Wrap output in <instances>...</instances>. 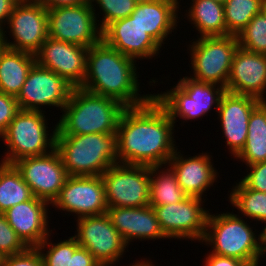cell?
Returning a JSON list of instances; mask_svg holds the SVG:
<instances>
[{"label":"cell","instance_id":"obj_28","mask_svg":"<svg viewBox=\"0 0 266 266\" xmlns=\"http://www.w3.org/2000/svg\"><path fill=\"white\" fill-rule=\"evenodd\" d=\"M187 196L169 164L150 166V206L174 204Z\"/></svg>","mask_w":266,"mask_h":266},{"label":"cell","instance_id":"obj_16","mask_svg":"<svg viewBox=\"0 0 266 266\" xmlns=\"http://www.w3.org/2000/svg\"><path fill=\"white\" fill-rule=\"evenodd\" d=\"M13 165L31 188L34 197L50 205L69 176L56 149L45 155L18 159Z\"/></svg>","mask_w":266,"mask_h":266},{"label":"cell","instance_id":"obj_14","mask_svg":"<svg viewBox=\"0 0 266 266\" xmlns=\"http://www.w3.org/2000/svg\"><path fill=\"white\" fill-rule=\"evenodd\" d=\"M74 87L52 70L35 63L30 69L22 89L16 97L20 110L62 111ZM45 109V110H44Z\"/></svg>","mask_w":266,"mask_h":266},{"label":"cell","instance_id":"obj_15","mask_svg":"<svg viewBox=\"0 0 266 266\" xmlns=\"http://www.w3.org/2000/svg\"><path fill=\"white\" fill-rule=\"evenodd\" d=\"M50 206L55 208V212L65 213L62 216L68 213L69 216L74 215V221L81 217L106 213L108 205L102 176H68Z\"/></svg>","mask_w":266,"mask_h":266},{"label":"cell","instance_id":"obj_20","mask_svg":"<svg viewBox=\"0 0 266 266\" xmlns=\"http://www.w3.org/2000/svg\"><path fill=\"white\" fill-rule=\"evenodd\" d=\"M102 40L123 55L137 61L159 58L162 48L147 32L128 16L108 24L102 30Z\"/></svg>","mask_w":266,"mask_h":266},{"label":"cell","instance_id":"obj_12","mask_svg":"<svg viewBox=\"0 0 266 266\" xmlns=\"http://www.w3.org/2000/svg\"><path fill=\"white\" fill-rule=\"evenodd\" d=\"M101 176L108 207L149 206L150 166L118 163Z\"/></svg>","mask_w":266,"mask_h":266},{"label":"cell","instance_id":"obj_7","mask_svg":"<svg viewBox=\"0 0 266 266\" xmlns=\"http://www.w3.org/2000/svg\"><path fill=\"white\" fill-rule=\"evenodd\" d=\"M182 77L176 84L173 83L170 89L153 93L175 125L179 121L178 118L181 119L179 124L184 126L188 121L195 122L197 119L208 117V113H212L213 109L214 112L218 111L226 88L214 83L197 81L188 75Z\"/></svg>","mask_w":266,"mask_h":266},{"label":"cell","instance_id":"obj_38","mask_svg":"<svg viewBox=\"0 0 266 266\" xmlns=\"http://www.w3.org/2000/svg\"><path fill=\"white\" fill-rule=\"evenodd\" d=\"M4 266H43V262L37 248L29 247L23 253L6 256Z\"/></svg>","mask_w":266,"mask_h":266},{"label":"cell","instance_id":"obj_19","mask_svg":"<svg viewBox=\"0 0 266 266\" xmlns=\"http://www.w3.org/2000/svg\"><path fill=\"white\" fill-rule=\"evenodd\" d=\"M210 153L202 151L190 156L184 155V151L178 148L169 160L168 164L174 170L179 186L188 196L208 200L206 193L211 187L215 188L216 183H220L218 182L221 179L220 171L215 167L212 153Z\"/></svg>","mask_w":266,"mask_h":266},{"label":"cell","instance_id":"obj_35","mask_svg":"<svg viewBox=\"0 0 266 266\" xmlns=\"http://www.w3.org/2000/svg\"><path fill=\"white\" fill-rule=\"evenodd\" d=\"M29 247L8 224L6 217L0 213V252L5 256L23 253Z\"/></svg>","mask_w":266,"mask_h":266},{"label":"cell","instance_id":"obj_22","mask_svg":"<svg viewBox=\"0 0 266 266\" xmlns=\"http://www.w3.org/2000/svg\"><path fill=\"white\" fill-rule=\"evenodd\" d=\"M50 204L33 197L6 210L3 214L8 224L22 241L31 248L39 246L53 230L50 229Z\"/></svg>","mask_w":266,"mask_h":266},{"label":"cell","instance_id":"obj_21","mask_svg":"<svg viewBox=\"0 0 266 266\" xmlns=\"http://www.w3.org/2000/svg\"><path fill=\"white\" fill-rule=\"evenodd\" d=\"M226 91L266 101V54L238 46L226 85Z\"/></svg>","mask_w":266,"mask_h":266},{"label":"cell","instance_id":"obj_37","mask_svg":"<svg viewBox=\"0 0 266 266\" xmlns=\"http://www.w3.org/2000/svg\"><path fill=\"white\" fill-rule=\"evenodd\" d=\"M19 111L16 97L0 92V138Z\"/></svg>","mask_w":266,"mask_h":266},{"label":"cell","instance_id":"obj_31","mask_svg":"<svg viewBox=\"0 0 266 266\" xmlns=\"http://www.w3.org/2000/svg\"><path fill=\"white\" fill-rule=\"evenodd\" d=\"M265 0H227L224 3L226 36H238L250 20L263 10Z\"/></svg>","mask_w":266,"mask_h":266},{"label":"cell","instance_id":"obj_41","mask_svg":"<svg viewBox=\"0 0 266 266\" xmlns=\"http://www.w3.org/2000/svg\"><path fill=\"white\" fill-rule=\"evenodd\" d=\"M20 0H0V31L5 28L10 15Z\"/></svg>","mask_w":266,"mask_h":266},{"label":"cell","instance_id":"obj_45","mask_svg":"<svg viewBox=\"0 0 266 266\" xmlns=\"http://www.w3.org/2000/svg\"><path fill=\"white\" fill-rule=\"evenodd\" d=\"M5 42H4V38H3V33L2 31H0V53L3 51V49L5 48Z\"/></svg>","mask_w":266,"mask_h":266},{"label":"cell","instance_id":"obj_25","mask_svg":"<svg viewBox=\"0 0 266 266\" xmlns=\"http://www.w3.org/2000/svg\"><path fill=\"white\" fill-rule=\"evenodd\" d=\"M188 2L190 3H187L189 6L186 5L182 8L183 10L186 8L184 10L186 13L180 12V22L187 18L188 23L198 33L197 38L226 36L223 4L214 0H188Z\"/></svg>","mask_w":266,"mask_h":266},{"label":"cell","instance_id":"obj_26","mask_svg":"<svg viewBox=\"0 0 266 266\" xmlns=\"http://www.w3.org/2000/svg\"><path fill=\"white\" fill-rule=\"evenodd\" d=\"M35 63L34 54L5 47L0 53V92L17 97Z\"/></svg>","mask_w":266,"mask_h":266},{"label":"cell","instance_id":"obj_17","mask_svg":"<svg viewBox=\"0 0 266 266\" xmlns=\"http://www.w3.org/2000/svg\"><path fill=\"white\" fill-rule=\"evenodd\" d=\"M256 98L226 93L222 96L216 114L218 124L221 127L220 135L225 140L227 151L233 159L242 151L245 146L248 125L252 110L260 103Z\"/></svg>","mask_w":266,"mask_h":266},{"label":"cell","instance_id":"obj_27","mask_svg":"<svg viewBox=\"0 0 266 266\" xmlns=\"http://www.w3.org/2000/svg\"><path fill=\"white\" fill-rule=\"evenodd\" d=\"M233 160L246 166L266 161V101L252 110L245 146Z\"/></svg>","mask_w":266,"mask_h":266},{"label":"cell","instance_id":"obj_49","mask_svg":"<svg viewBox=\"0 0 266 266\" xmlns=\"http://www.w3.org/2000/svg\"><path fill=\"white\" fill-rule=\"evenodd\" d=\"M263 10L266 12V0L264 1Z\"/></svg>","mask_w":266,"mask_h":266},{"label":"cell","instance_id":"obj_32","mask_svg":"<svg viewBox=\"0 0 266 266\" xmlns=\"http://www.w3.org/2000/svg\"><path fill=\"white\" fill-rule=\"evenodd\" d=\"M52 233L39 245V251L43 266H69L70 253H74L80 245L77 239L72 235L67 239H58V242H53L55 237Z\"/></svg>","mask_w":266,"mask_h":266},{"label":"cell","instance_id":"obj_33","mask_svg":"<svg viewBox=\"0 0 266 266\" xmlns=\"http://www.w3.org/2000/svg\"><path fill=\"white\" fill-rule=\"evenodd\" d=\"M237 39L239 47L258 54H266V12L262 10L255 15L238 34Z\"/></svg>","mask_w":266,"mask_h":266},{"label":"cell","instance_id":"obj_5","mask_svg":"<svg viewBox=\"0 0 266 266\" xmlns=\"http://www.w3.org/2000/svg\"><path fill=\"white\" fill-rule=\"evenodd\" d=\"M231 210L232 212L209 213L201 243L211 247L209 252L213 254L240 259L248 266L259 265L258 229L255 223L251 224L252 221Z\"/></svg>","mask_w":266,"mask_h":266},{"label":"cell","instance_id":"obj_29","mask_svg":"<svg viewBox=\"0 0 266 266\" xmlns=\"http://www.w3.org/2000/svg\"><path fill=\"white\" fill-rule=\"evenodd\" d=\"M238 182V183H237ZM234 182L228 191L229 204L236 208L237 215L257 224L266 223V193L249 189L241 180Z\"/></svg>","mask_w":266,"mask_h":266},{"label":"cell","instance_id":"obj_40","mask_svg":"<svg viewBox=\"0 0 266 266\" xmlns=\"http://www.w3.org/2000/svg\"><path fill=\"white\" fill-rule=\"evenodd\" d=\"M69 266H101L94 256L84 247L70 253Z\"/></svg>","mask_w":266,"mask_h":266},{"label":"cell","instance_id":"obj_42","mask_svg":"<svg viewBox=\"0 0 266 266\" xmlns=\"http://www.w3.org/2000/svg\"><path fill=\"white\" fill-rule=\"evenodd\" d=\"M47 9L90 3V0H41Z\"/></svg>","mask_w":266,"mask_h":266},{"label":"cell","instance_id":"obj_11","mask_svg":"<svg viewBox=\"0 0 266 266\" xmlns=\"http://www.w3.org/2000/svg\"><path fill=\"white\" fill-rule=\"evenodd\" d=\"M75 222L73 236L80 247L86 248L101 266H116L129 252L107 213L81 217Z\"/></svg>","mask_w":266,"mask_h":266},{"label":"cell","instance_id":"obj_47","mask_svg":"<svg viewBox=\"0 0 266 266\" xmlns=\"http://www.w3.org/2000/svg\"><path fill=\"white\" fill-rule=\"evenodd\" d=\"M6 256L0 252V266H4Z\"/></svg>","mask_w":266,"mask_h":266},{"label":"cell","instance_id":"obj_24","mask_svg":"<svg viewBox=\"0 0 266 266\" xmlns=\"http://www.w3.org/2000/svg\"><path fill=\"white\" fill-rule=\"evenodd\" d=\"M180 1L158 0L150 3H139L136 4L135 10L130 16L163 48L164 44H168L166 41L175 36L176 29L178 31L179 14L182 10ZM172 32L175 33L172 34Z\"/></svg>","mask_w":266,"mask_h":266},{"label":"cell","instance_id":"obj_48","mask_svg":"<svg viewBox=\"0 0 266 266\" xmlns=\"http://www.w3.org/2000/svg\"><path fill=\"white\" fill-rule=\"evenodd\" d=\"M214 1L224 5V3H225L227 0H214Z\"/></svg>","mask_w":266,"mask_h":266},{"label":"cell","instance_id":"obj_46","mask_svg":"<svg viewBox=\"0 0 266 266\" xmlns=\"http://www.w3.org/2000/svg\"><path fill=\"white\" fill-rule=\"evenodd\" d=\"M135 3L139 4V3H150V2H155L158 0H133Z\"/></svg>","mask_w":266,"mask_h":266},{"label":"cell","instance_id":"obj_30","mask_svg":"<svg viewBox=\"0 0 266 266\" xmlns=\"http://www.w3.org/2000/svg\"><path fill=\"white\" fill-rule=\"evenodd\" d=\"M33 197L31 188L16 167L0 162V213Z\"/></svg>","mask_w":266,"mask_h":266},{"label":"cell","instance_id":"obj_6","mask_svg":"<svg viewBox=\"0 0 266 266\" xmlns=\"http://www.w3.org/2000/svg\"><path fill=\"white\" fill-rule=\"evenodd\" d=\"M45 114L27 110H20L16 114L0 138L7 150L0 162L13 164L18 159L45 155L55 149L57 123H53L54 126L49 124L48 120L51 119Z\"/></svg>","mask_w":266,"mask_h":266},{"label":"cell","instance_id":"obj_44","mask_svg":"<svg viewBox=\"0 0 266 266\" xmlns=\"http://www.w3.org/2000/svg\"><path fill=\"white\" fill-rule=\"evenodd\" d=\"M139 259H141V260H138V261H137V259L136 260H133V263H131L129 266H155L156 265V262H154V260L152 262V260L149 257H147V258L146 257L145 258L144 257L143 258L141 257ZM134 261H135V263H134ZM117 266H118V264H117Z\"/></svg>","mask_w":266,"mask_h":266},{"label":"cell","instance_id":"obj_36","mask_svg":"<svg viewBox=\"0 0 266 266\" xmlns=\"http://www.w3.org/2000/svg\"><path fill=\"white\" fill-rule=\"evenodd\" d=\"M246 173L241 181L252 190L266 193V161L245 166Z\"/></svg>","mask_w":266,"mask_h":266},{"label":"cell","instance_id":"obj_34","mask_svg":"<svg viewBox=\"0 0 266 266\" xmlns=\"http://www.w3.org/2000/svg\"><path fill=\"white\" fill-rule=\"evenodd\" d=\"M90 4L99 27L103 30L113 21L130 16L137 3L133 0H90Z\"/></svg>","mask_w":266,"mask_h":266},{"label":"cell","instance_id":"obj_3","mask_svg":"<svg viewBox=\"0 0 266 266\" xmlns=\"http://www.w3.org/2000/svg\"><path fill=\"white\" fill-rule=\"evenodd\" d=\"M126 107L119 101L74 87L59 114L56 136L115 134Z\"/></svg>","mask_w":266,"mask_h":266},{"label":"cell","instance_id":"obj_23","mask_svg":"<svg viewBox=\"0 0 266 266\" xmlns=\"http://www.w3.org/2000/svg\"><path fill=\"white\" fill-rule=\"evenodd\" d=\"M107 215L124 242L168 240L161 229L152 206L144 207H108ZM162 239V240H161Z\"/></svg>","mask_w":266,"mask_h":266},{"label":"cell","instance_id":"obj_4","mask_svg":"<svg viewBox=\"0 0 266 266\" xmlns=\"http://www.w3.org/2000/svg\"><path fill=\"white\" fill-rule=\"evenodd\" d=\"M55 149L69 176H101L118 164L117 133L56 136Z\"/></svg>","mask_w":266,"mask_h":266},{"label":"cell","instance_id":"obj_39","mask_svg":"<svg viewBox=\"0 0 266 266\" xmlns=\"http://www.w3.org/2000/svg\"><path fill=\"white\" fill-rule=\"evenodd\" d=\"M204 256L203 266H248L244 261L233 257L221 256L211 252L205 253Z\"/></svg>","mask_w":266,"mask_h":266},{"label":"cell","instance_id":"obj_9","mask_svg":"<svg viewBox=\"0 0 266 266\" xmlns=\"http://www.w3.org/2000/svg\"><path fill=\"white\" fill-rule=\"evenodd\" d=\"M2 33L6 48L35 55L49 37L48 9L41 0H20Z\"/></svg>","mask_w":266,"mask_h":266},{"label":"cell","instance_id":"obj_10","mask_svg":"<svg viewBox=\"0 0 266 266\" xmlns=\"http://www.w3.org/2000/svg\"><path fill=\"white\" fill-rule=\"evenodd\" d=\"M207 200L187 196L168 205L152 206L161 229L169 240H187L201 244L206 232L211 209L204 207Z\"/></svg>","mask_w":266,"mask_h":266},{"label":"cell","instance_id":"obj_1","mask_svg":"<svg viewBox=\"0 0 266 266\" xmlns=\"http://www.w3.org/2000/svg\"><path fill=\"white\" fill-rule=\"evenodd\" d=\"M175 127L167 110L155 97L141 106L125 108L116 132L118 163L145 166L168 164L179 147Z\"/></svg>","mask_w":266,"mask_h":266},{"label":"cell","instance_id":"obj_2","mask_svg":"<svg viewBox=\"0 0 266 266\" xmlns=\"http://www.w3.org/2000/svg\"><path fill=\"white\" fill-rule=\"evenodd\" d=\"M136 62L101 40L88 49L86 76L80 87L115 99L126 108L146 104L154 94H141L140 68Z\"/></svg>","mask_w":266,"mask_h":266},{"label":"cell","instance_id":"obj_13","mask_svg":"<svg viewBox=\"0 0 266 266\" xmlns=\"http://www.w3.org/2000/svg\"><path fill=\"white\" fill-rule=\"evenodd\" d=\"M48 36L90 48L102 40L90 3L48 9Z\"/></svg>","mask_w":266,"mask_h":266},{"label":"cell","instance_id":"obj_43","mask_svg":"<svg viewBox=\"0 0 266 266\" xmlns=\"http://www.w3.org/2000/svg\"><path fill=\"white\" fill-rule=\"evenodd\" d=\"M261 227L262 229L259 230L260 232L258 231V234H257L259 265L262 264L261 261L264 262L263 259L266 256V223H262Z\"/></svg>","mask_w":266,"mask_h":266},{"label":"cell","instance_id":"obj_8","mask_svg":"<svg viewBox=\"0 0 266 266\" xmlns=\"http://www.w3.org/2000/svg\"><path fill=\"white\" fill-rule=\"evenodd\" d=\"M185 44L191 64H188L192 73L189 77L226 88L233 56L239 46L237 36L193 38Z\"/></svg>","mask_w":266,"mask_h":266},{"label":"cell","instance_id":"obj_18","mask_svg":"<svg viewBox=\"0 0 266 266\" xmlns=\"http://www.w3.org/2000/svg\"><path fill=\"white\" fill-rule=\"evenodd\" d=\"M88 49L48 37L35 54L36 63L52 70L73 87H80L86 76Z\"/></svg>","mask_w":266,"mask_h":266}]
</instances>
